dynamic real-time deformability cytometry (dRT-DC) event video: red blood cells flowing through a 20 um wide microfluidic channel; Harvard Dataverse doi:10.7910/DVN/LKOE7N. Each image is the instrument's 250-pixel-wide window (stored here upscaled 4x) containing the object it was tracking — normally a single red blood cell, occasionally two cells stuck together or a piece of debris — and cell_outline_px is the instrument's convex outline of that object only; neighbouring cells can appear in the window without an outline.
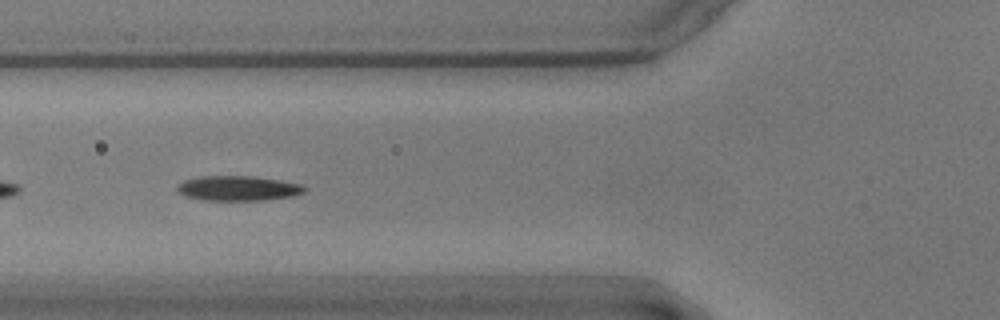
{"species": "common noctule bat (a hibernating species)", "species_latin": "Nyctalus noctula", "temperature_condition": "warm", "stored_images_in_passage": 33, "camera_frame_rate_fps": 3000, "um_per_image_px": 0.085, "animal": {"sex": "male", "body_mass_g": 17.9}, "frame": {"image": 1, "passage_image": 6, "time_ms": 1.667, "image_size_px": [1000, 320], "cell_outline_px": [[308, 188], [304, 192], [296, 196], [264, 200], [204, 200], [184, 196], [176, 188], [184, 180], [200, 176], [252, 176], [280, 180], [304, 184]], "centroid_in_image_um": [20.31, 16.0], "position_along_channel_um": 105.5, "area_um2": 18.61}, "authors_computed_cell_mechanics": {"area_um2": 18.4382, "velocity_mm_per_s": 3.5392, "shape_relaxation_time_tau1_ms": 3.8554, "shape_relaxation_time_tau2_ms": 2.7255, "deformation_change_tau1": 0.1303, "deformation_change_tau2": 0.0771}}